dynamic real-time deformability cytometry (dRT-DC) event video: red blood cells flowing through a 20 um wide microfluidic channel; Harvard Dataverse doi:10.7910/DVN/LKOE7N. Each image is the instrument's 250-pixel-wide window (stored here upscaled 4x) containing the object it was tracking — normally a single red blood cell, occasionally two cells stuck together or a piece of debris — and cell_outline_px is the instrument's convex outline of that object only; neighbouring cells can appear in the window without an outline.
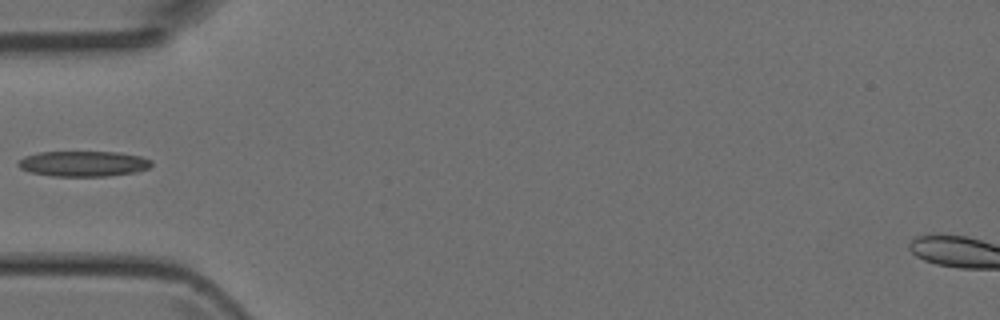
{"species": "Egyptian fruit bat (a non-hibernating species)", "species_latin": "Rousettus aegyptiacus", "temperature_condition": "room temperature", "stored_images_in_passage": 32, "camera_frame_rate_fps": 3000, "um_per_image_px": 0.085, "animal": {"sex": "female"}, "frame": {"image": 1, "passage_image": 1, "time_ms": 0.0, "image_size_px": [1000, 320], "cell_outline_px": [[152, 164], [148, 168], [136, 172], [108, 176], [52, 176], [28, 172], [20, 168], [16, 164], [24, 156], [40, 152], [120, 152], [140, 156], [152, 160]], "centroid_in_image_um": [7.08, 13.91], "position_along_channel_um": 77.9, "area_um2": 19.88}}